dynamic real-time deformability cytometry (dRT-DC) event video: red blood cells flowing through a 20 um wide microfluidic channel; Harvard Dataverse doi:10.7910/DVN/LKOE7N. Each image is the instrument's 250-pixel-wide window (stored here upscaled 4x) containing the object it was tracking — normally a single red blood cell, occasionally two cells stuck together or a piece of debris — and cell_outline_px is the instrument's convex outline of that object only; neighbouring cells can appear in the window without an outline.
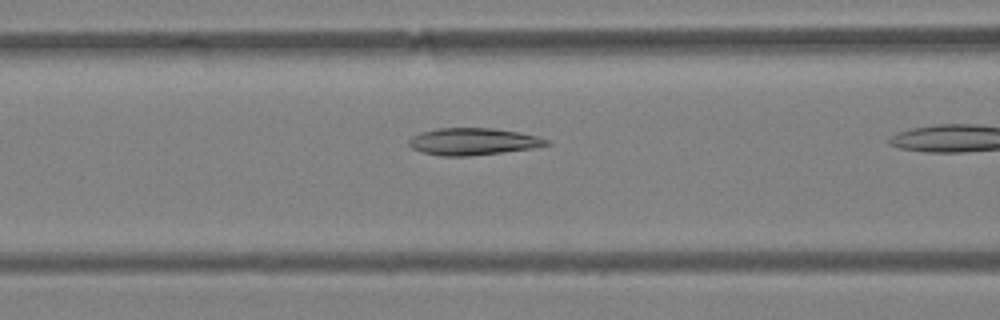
{"species": "Egyptian fruit bat (a non-hibernating species)", "species_latin": "Rousettus aegyptiacus", "temperature_condition": "warm", "stored_images_in_passage": 15, "camera_frame_rate_fps": 3000, "um_per_image_px": 0.085, "animal": {"sex": "female"}, "frame": {"image": 1, "passage_image": 13, "time_ms": 4.0, "image_size_px": [1000, 320], "cell_outline_px": [[552, 144], [532, 148], [468, 156], [440, 156], [424, 152], [412, 148], [408, 144], [408, 140], [412, 136], [420, 132], [436, 128], [492, 128], [516, 132], [536, 136], [548, 140]], "centroid_in_image_um": [40.16, 12.02], "position_along_channel_um": 126.4, "area_um2": 21.44}}